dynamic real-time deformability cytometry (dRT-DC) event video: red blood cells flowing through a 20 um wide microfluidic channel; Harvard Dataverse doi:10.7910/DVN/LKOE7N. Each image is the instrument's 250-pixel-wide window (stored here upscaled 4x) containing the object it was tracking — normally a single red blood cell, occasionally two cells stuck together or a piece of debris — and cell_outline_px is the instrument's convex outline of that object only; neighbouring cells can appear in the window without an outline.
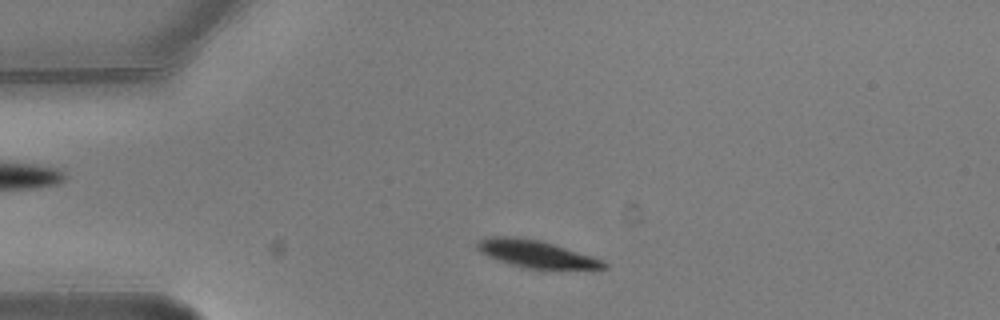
{"species": "common noctule bat (a hibernating species)", "species_latin": "Nyctalus noctula", "temperature_condition": "warm", "stored_images_in_passage": 2, "camera_frame_rate_fps": 3000, "um_per_image_px": 0.085, "animal": {"sex": "male", "body_mass_g": 20.5, "forearm_length_mm": 52.5}, "frame": {"image": 1, "passage_image": 1, "time_ms": 0.0, "image_size_px": [1000, 320], "cell_outline_px": [[608, 268], [592, 272], [524, 268], [508, 264], [496, 260], [480, 252], [476, 248], [476, 244], [480, 240], [488, 236], [516, 236], [540, 240], [592, 256], [604, 260], [608, 264]], "centroid_in_image_um": [45.71, 21.64], "position_along_channel_um": 39.3, "area_um2": 21.27}}